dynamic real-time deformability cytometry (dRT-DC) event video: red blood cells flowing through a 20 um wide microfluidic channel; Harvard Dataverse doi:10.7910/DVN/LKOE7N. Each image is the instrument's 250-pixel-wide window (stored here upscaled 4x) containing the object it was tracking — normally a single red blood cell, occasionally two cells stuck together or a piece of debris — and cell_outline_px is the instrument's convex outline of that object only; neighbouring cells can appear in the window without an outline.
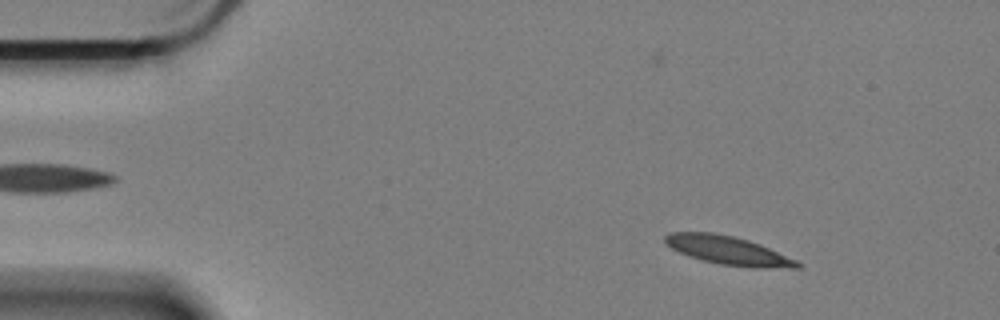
{"species": "Egyptian fruit bat (a non-hibernating species)", "species_latin": "Rousettus aegyptiacus", "temperature_condition": "cold", "stored_images_in_passage": 60, "camera_frame_rate_fps": 3000, "um_per_image_px": 0.085, "animal": {"sex": "female"}, "frame": {"image": 1, "passage_image": 7, "time_ms": 2.0, "image_size_px": [1000, 320], "cell_outline_px": [[800, 268], [752, 268], [720, 264], [700, 260], [688, 256], [672, 248], [664, 240], [664, 236], [672, 232], [712, 232], [732, 236], [748, 240], [760, 244], [796, 260], [800, 264]], "centroid_in_image_um": [61.89, 21.29], "position_along_channel_um": 23.1, "area_um2": 21.91}}
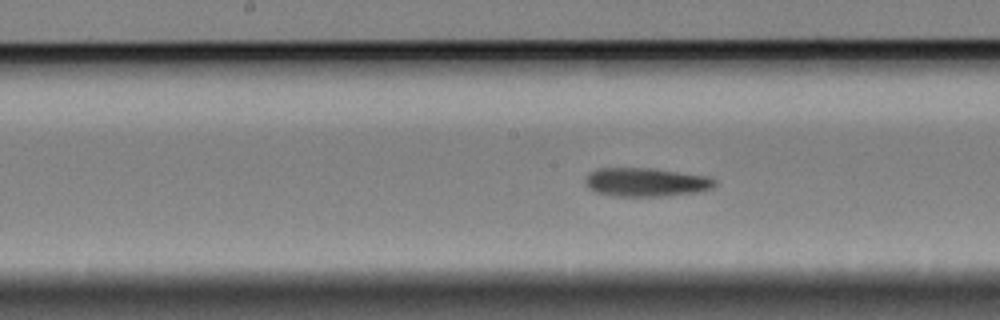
{"frame": {"image": 2, "passage_image": 29, "time_ms": 9.333, "image_size_px": [1000, 320], "cell_outline_px": [[716, 184], [712, 188], [696, 192], [668, 196], [616, 196], [596, 192], [588, 188], [584, 180], [596, 168], [656, 168], [708, 176], [716, 180]], "centroid_in_image_um": [54.94, 15.48], "position_along_channel_um": 193.3, "area_um2": 21.73}}
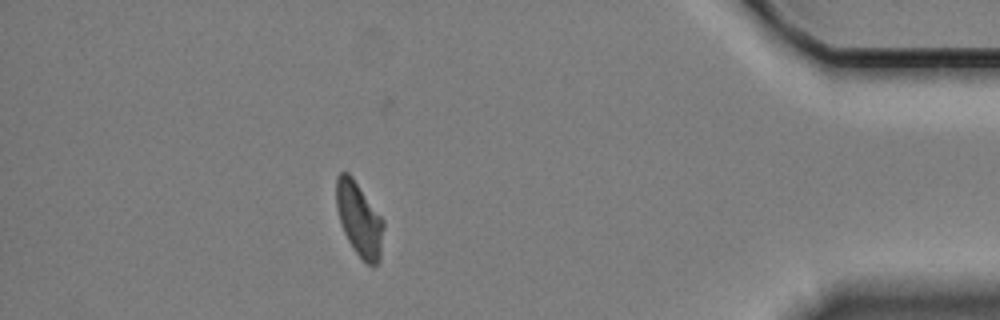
{"frame": {"image": 3, "passage_image": 52, "time_ms": 17.0, "image_size_px": [1000, 320], "cell_outline_px": [[384, 228], [380, 260], [372, 268], [352, 248], [340, 224], [336, 208], [336, 176], [340, 172], [348, 172], [352, 176], [384, 220]], "centroid_in_image_um": [30.53, 18.63], "position_along_channel_um": 404.7, "area_um2": 20.52}, "authors_computed_cell_mechanics": {"area_um2": 21.5016, "velocity_mm_per_s": 3.3368, "shape_relaxation_time_tau1_ms": null, "shape_relaxation_time_tau2_ms": 6.4049, "deformation_change_tau1": null, "deformation_change_tau2": 0.147}}